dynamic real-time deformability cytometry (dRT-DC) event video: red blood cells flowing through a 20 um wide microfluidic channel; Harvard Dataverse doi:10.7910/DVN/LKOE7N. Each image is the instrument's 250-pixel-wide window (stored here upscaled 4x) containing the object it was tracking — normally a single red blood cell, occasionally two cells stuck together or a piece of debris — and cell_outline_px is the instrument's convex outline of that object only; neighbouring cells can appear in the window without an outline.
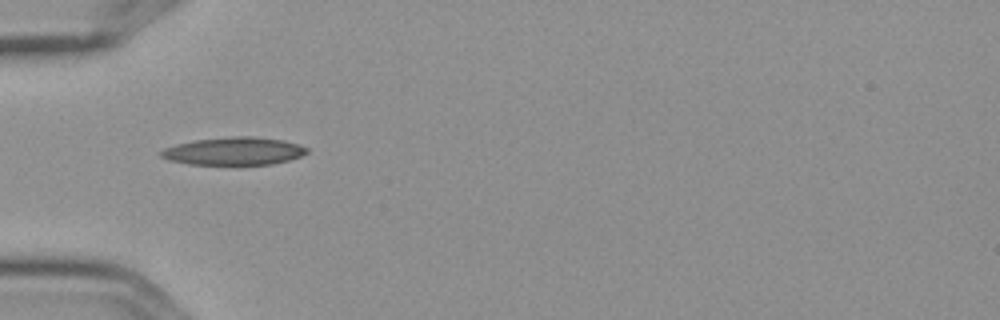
{"species": "Egyptian fruit bat (a non-hibernating species)", "species_latin": "Rousettus aegyptiacus", "temperature_condition": "cold", "stored_images_in_passage": 12, "camera_frame_rate_fps": 3000, "um_per_image_px": 0.085, "frame": {"image": 1, "passage_image": 2, "time_ms": 0.333, "image_size_px": [1000, 320], "cell_outline_px": [[308, 152], [300, 156], [288, 160], [272, 164], [188, 164], [168, 160], [160, 156], [160, 152], [164, 148], [176, 144], [192, 140], [232, 136], [252, 136], [284, 140], [308, 148]], "centroid_in_image_um": [19.85, 12.83], "position_along_channel_um": 65.2, "area_um2": 23.58}}
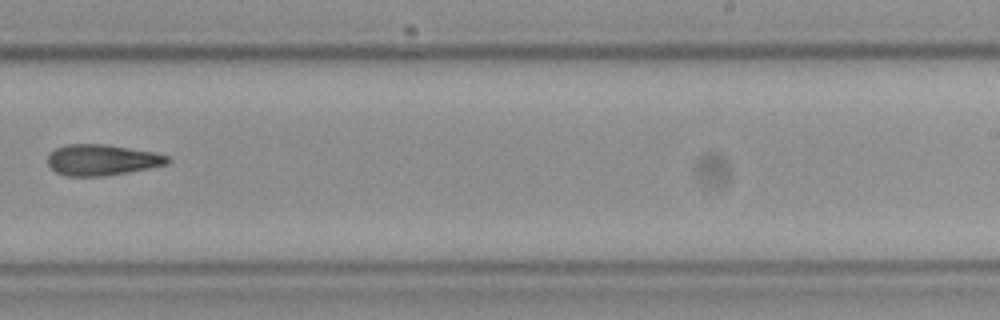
{"frame": {"image": 2, "passage_image": 7, "time_ms": 2.0, "image_size_px": [1000, 320], "cell_outline_px": [[172, 160], [168, 164], [128, 172], [104, 176], [64, 176], [56, 172], [48, 164], [48, 152], [56, 148], [68, 144], [108, 144], [156, 152], [168, 156]], "centroid_in_image_um": [8.68, 13.58], "position_along_channel_um": 280.3, "area_um2": 21.85}}
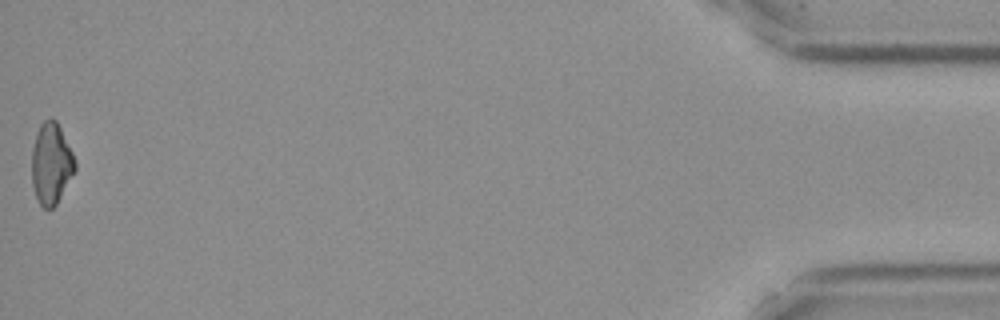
{"frame": {"image": 3, "passage_image": 12, "time_ms": 3.667, "image_size_px": [1000, 320], "cell_outline_px": [[76, 168], [56, 204], [52, 208], [44, 208], [40, 204], [36, 196], [32, 184], [32, 148], [36, 132], [40, 124], [44, 120], [52, 116], [56, 120], [72, 152], [76, 164]], "centroid_in_image_um": [4.33, 13.87], "position_along_channel_um": 430.9, "area_um2": 20.29}}